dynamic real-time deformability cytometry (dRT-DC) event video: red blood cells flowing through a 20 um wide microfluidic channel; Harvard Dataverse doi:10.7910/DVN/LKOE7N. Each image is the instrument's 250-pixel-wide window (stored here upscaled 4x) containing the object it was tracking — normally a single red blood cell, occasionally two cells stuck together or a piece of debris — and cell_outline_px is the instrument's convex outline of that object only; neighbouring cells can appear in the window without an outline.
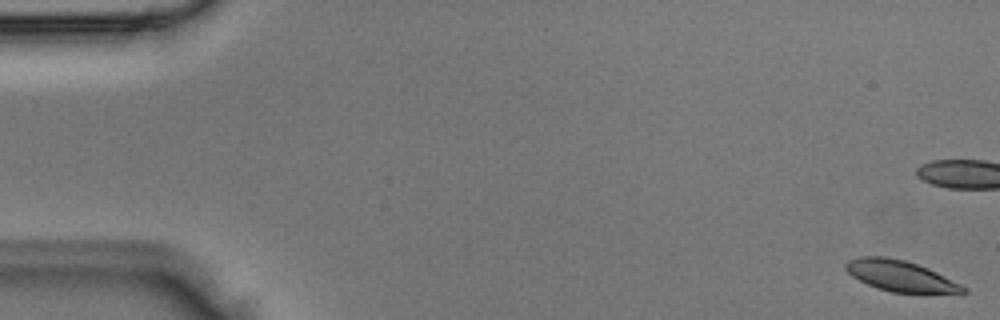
{"species": "Egyptian fruit bat (a non-hibernating species)", "species_latin": "Rousettus aegyptiacus", "temperature_condition": "room temperature", "stored_images_in_passage": 7, "camera_frame_rate_fps": 3000, "um_per_image_px": 0.085, "animal": {"sex": "male"}, "frame": {"image": 1, "passage_image": 1, "time_ms": 0.0, "image_size_px": [1000, 320], "cell_outline_px": [[968, 292], [892, 292], [876, 288], [852, 276], [844, 268], [844, 264], [848, 260], [860, 256], [884, 256], [904, 260], [928, 268], [968, 288]], "centroid_in_image_um": [76.48, 23.43], "position_along_channel_um": 8.5, "area_um2": 20.75}}
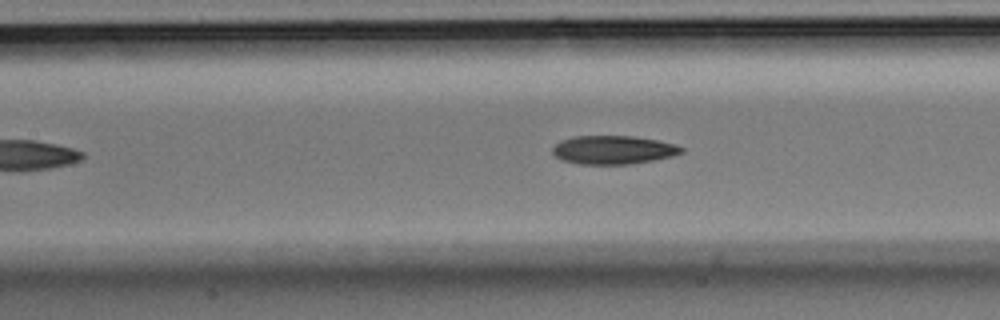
{"frame": {"image": 2, "passage_image": 7, "time_ms": 2.0, "image_size_px": [1000, 320], "cell_outline_px": [[684, 152], [672, 156], [632, 164], [580, 164], [560, 160], [552, 152], [552, 148], [560, 140], [572, 136], [636, 136], [676, 144], [684, 148]], "centroid_in_image_um": [52.12, 12.73], "position_along_channel_um": 155.3, "area_um2": 21.56}}